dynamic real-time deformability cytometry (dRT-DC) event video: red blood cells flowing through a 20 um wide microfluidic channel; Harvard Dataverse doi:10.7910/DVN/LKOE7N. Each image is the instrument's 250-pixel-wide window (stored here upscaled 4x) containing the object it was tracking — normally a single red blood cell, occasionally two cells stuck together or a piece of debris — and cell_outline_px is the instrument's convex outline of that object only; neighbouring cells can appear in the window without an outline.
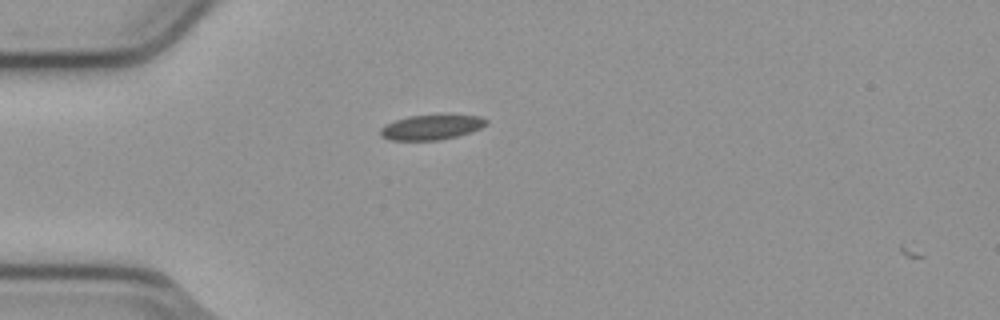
{"species": "common noctule bat (a hibernating species)", "species_latin": "Nyctalus noctula", "temperature_condition": "cold", "stored_images_in_passage": 3, "camera_frame_rate_fps": 3000, "um_per_image_px": 0.085, "animal": {"sex": "male", "body_mass_g": 23.1, "forearm_length_mm": 52.7}, "frame": {"image": 1, "passage_image": 2, "time_ms": 0.333, "image_size_px": [1000, 320], "cell_outline_px": [[488, 124], [480, 128], [456, 136], [436, 140], [388, 140], [380, 136], [380, 128], [384, 124], [408, 116], [444, 112], [448, 112], [480, 116], [488, 120]], "centroid_in_image_um": [36.68, 10.75], "position_along_channel_um": 48.3, "area_um2": 16.13}}